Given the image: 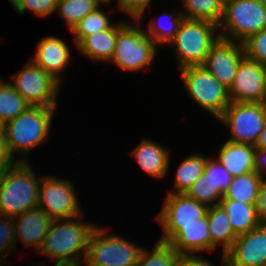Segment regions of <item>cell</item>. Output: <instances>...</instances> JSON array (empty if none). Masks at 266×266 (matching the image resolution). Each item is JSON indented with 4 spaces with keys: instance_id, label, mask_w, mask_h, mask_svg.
Returning a JSON list of instances; mask_svg holds the SVG:
<instances>
[{
    "instance_id": "cell-1",
    "label": "cell",
    "mask_w": 266,
    "mask_h": 266,
    "mask_svg": "<svg viewBox=\"0 0 266 266\" xmlns=\"http://www.w3.org/2000/svg\"><path fill=\"white\" fill-rule=\"evenodd\" d=\"M84 215L53 220L36 254L55 261L54 266H82L91 235L98 226V223L84 222L87 219Z\"/></svg>"
},
{
    "instance_id": "cell-2",
    "label": "cell",
    "mask_w": 266,
    "mask_h": 266,
    "mask_svg": "<svg viewBox=\"0 0 266 266\" xmlns=\"http://www.w3.org/2000/svg\"><path fill=\"white\" fill-rule=\"evenodd\" d=\"M56 110L57 107L30 106L16 118L5 123L6 141L17 161H30L27 155L50 141Z\"/></svg>"
},
{
    "instance_id": "cell-3",
    "label": "cell",
    "mask_w": 266,
    "mask_h": 266,
    "mask_svg": "<svg viewBox=\"0 0 266 266\" xmlns=\"http://www.w3.org/2000/svg\"><path fill=\"white\" fill-rule=\"evenodd\" d=\"M30 161H18L0 173V215L14 218L37 208L42 176Z\"/></svg>"
},
{
    "instance_id": "cell-4",
    "label": "cell",
    "mask_w": 266,
    "mask_h": 266,
    "mask_svg": "<svg viewBox=\"0 0 266 266\" xmlns=\"http://www.w3.org/2000/svg\"><path fill=\"white\" fill-rule=\"evenodd\" d=\"M142 23V20L127 21L118 31L115 51L109 63L121 71H147L156 59L159 47L146 35Z\"/></svg>"
},
{
    "instance_id": "cell-5",
    "label": "cell",
    "mask_w": 266,
    "mask_h": 266,
    "mask_svg": "<svg viewBox=\"0 0 266 266\" xmlns=\"http://www.w3.org/2000/svg\"><path fill=\"white\" fill-rule=\"evenodd\" d=\"M219 38V27L216 24L184 18L168 45L175 50V62L180 70L188 66L203 65L212 45Z\"/></svg>"
},
{
    "instance_id": "cell-6",
    "label": "cell",
    "mask_w": 266,
    "mask_h": 266,
    "mask_svg": "<svg viewBox=\"0 0 266 266\" xmlns=\"http://www.w3.org/2000/svg\"><path fill=\"white\" fill-rule=\"evenodd\" d=\"M134 243L98 225L90 238L85 266H135L144 247Z\"/></svg>"
},
{
    "instance_id": "cell-7",
    "label": "cell",
    "mask_w": 266,
    "mask_h": 266,
    "mask_svg": "<svg viewBox=\"0 0 266 266\" xmlns=\"http://www.w3.org/2000/svg\"><path fill=\"white\" fill-rule=\"evenodd\" d=\"M187 95L208 115L218 120L230 105L228 89L203 66H188L179 70Z\"/></svg>"
},
{
    "instance_id": "cell-8",
    "label": "cell",
    "mask_w": 266,
    "mask_h": 266,
    "mask_svg": "<svg viewBox=\"0 0 266 266\" xmlns=\"http://www.w3.org/2000/svg\"><path fill=\"white\" fill-rule=\"evenodd\" d=\"M218 27L220 38L243 43L266 28V7L259 0H229Z\"/></svg>"
},
{
    "instance_id": "cell-9",
    "label": "cell",
    "mask_w": 266,
    "mask_h": 266,
    "mask_svg": "<svg viewBox=\"0 0 266 266\" xmlns=\"http://www.w3.org/2000/svg\"><path fill=\"white\" fill-rule=\"evenodd\" d=\"M10 83L31 106L57 107L62 84L38 67L31 59L15 74Z\"/></svg>"
},
{
    "instance_id": "cell-10",
    "label": "cell",
    "mask_w": 266,
    "mask_h": 266,
    "mask_svg": "<svg viewBox=\"0 0 266 266\" xmlns=\"http://www.w3.org/2000/svg\"><path fill=\"white\" fill-rule=\"evenodd\" d=\"M217 121L229 132L227 141L255 146L266 122V103L230 102Z\"/></svg>"
},
{
    "instance_id": "cell-11",
    "label": "cell",
    "mask_w": 266,
    "mask_h": 266,
    "mask_svg": "<svg viewBox=\"0 0 266 266\" xmlns=\"http://www.w3.org/2000/svg\"><path fill=\"white\" fill-rule=\"evenodd\" d=\"M74 182L59 176H42L39 188L38 208L52 220L66 219L84 214Z\"/></svg>"
},
{
    "instance_id": "cell-12",
    "label": "cell",
    "mask_w": 266,
    "mask_h": 266,
    "mask_svg": "<svg viewBox=\"0 0 266 266\" xmlns=\"http://www.w3.org/2000/svg\"><path fill=\"white\" fill-rule=\"evenodd\" d=\"M208 207L186 193H166L164 204L155 217L162 234L158 241L168 243L179 231L180 225H190L207 213Z\"/></svg>"
},
{
    "instance_id": "cell-13",
    "label": "cell",
    "mask_w": 266,
    "mask_h": 266,
    "mask_svg": "<svg viewBox=\"0 0 266 266\" xmlns=\"http://www.w3.org/2000/svg\"><path fill=\"white\" fill-rule=\"evenodd\" d=\"M228 96L230 102L266 103V66L245 55L238 65Z\"/></svg>"
},
{
    "instance_id": "cell-14",
    "label": "cell",
    "mask_w": 266,
    "mask_h": 266,
    "mask_svg": "<svg viewBox=\"0 0 266 266\" xmlns=\"http://www.w3.org/2000/svg\"><path fill=\"white\" fill-rule=\"evenodd\" d=\"M244 56L243 43L219 38L212 45L203 66L229 90Z\"/></svg>"
},
{
    "instance_id": "cell-15",
    "label": "cell",
    "mask_w": 266,
    "mask_h": 266,
    "mask_svg": "<svg viewBox=\"0 0 266 266\" xmlns=\"http://www.w3.org/2000/svg\"><path fill=\"white\" fill-rule=\"evenodd\" d=\"M225 256L228 266H266V223L238 235Z\"/></svg>"
},
{
    "instance_id": "cell-16",
    "label": "cell",
    "mask_w": 266,
    "mask_h": 266,
    "mask_svg": "<svg viewBox=\"0 0 266 266\" xmlns=\"http://www.w3.org/2000/svg\"><path fill=\"white\" fill-rule=\"evenodd\" d=\"M69 46L62 38L52 35L44 36L37 42L35 55L30 59L63 85L66 79L62 74L72 61Z\"/></svg>"
},
{
    "instance_id": "cell-17",
    "label": "cell",
    "mask_w": 266,
    "mask_h": 266,
    "mask_svg": "<svg viewBox=\"0 0 266 266\" xmlns=\"http://www.w3.org/2000/svg\"><path fill=\"white\" fill-rule=\"evenodd\" d=\"M168 148L154 139L144 138L138 142L130 154L148 177L162 180L169 176L168 173L170 174L171 169L172 152Z\"/></svg>"
},
{
    "instance_id": "cell-18",
    "label": "cell",
    "mask_w": 266,
    "mask_h": 266,
    "mask_svg": "<svg viewBox=\"0 0 266 266\" xmlns=\"http://www.w3.org/2000/svg\"><path fill=\"white\" fill-rule=\"evenodd\" d=\"M13 221L15 246L20 239L24 247H33L32 250L37 253L53 220L37 207L14 217Z\"/></svg>"
},
{
    "instance_id": "cell-19",
    "label": "cell",
    "mask_w": 266,
    "mask_h": 266,
    "mask_svg": "<svg viewBox=\"0 0 266 266\" xmlns=\"http://www.w3.org/2000/svg\"><path fill=\"white\" fill-rule=\"evenodd\" d=\"M168 243L180 255L212 252L207 213L193 224L180 225V231Z\"/></svg>"
},
{
    "instance_id": "cell-20",
    "label": "cell",
    "mask_w": 266,
    "mask_h": 266,
    "mask_svg": "<svg viewBox=\"0 0 266 266\" xmlns=\"http://www.w3.org/2000/svg\"><path fill=\"white\" fill-rule=\"evenodd\" d=\"M126 22L127 20L122 19L119 23L112 24L104 31L85 36L76 45L77 52L81 53L89 61L109 64L115 51L118 31Z\"/></svg>"
},
{
    "instance_id": "cell-21",
    "label": "cell",
    "mask_w": 266,
    "mask_h": 266,
    "mask_svg": "<svg viewBox=\"0 0 266 266\" xmlns=\"http://www.w3.org/2000/svg\"><path fill=\"white\" fill-rule=\"evenodd\" d=\"M255 146L225 141L215 157L232 177L255 171Z\"/></svg>"
},
{
    "instance_id": "cell-22",
    "label": "cell",
    "mask_w": 266,
    "mask_h": 266,
    "mask_svg": "<svg viewBox=\"0 0 266 266\" xmlns=\"http://www.w3.org/2000/svg\"><path fill=\"white\" fill-rule=\"evenodd\" d=\"M210 155H204L203 153H191L187 157L183 158L178 164L173 186L168 193L171 194H183L191 188L192 184L200 177L203 176L207 159Z\"/></svg>"
},
{
    "instance_id": "cell-23",
    "label": "cell",
    "mask_w": 266,
    "mask_h": 266,
    "mask_svg": "<svg viewBox=\"0 0 266 266\" xmlns=\"http://www.w3.org/2000/svg\"><path fill=\"white\" fill-rule=\"evenodd\" d=\"M209 232L212 238V252L222 247L225 254L232 246L237 235L234 233L229 222V216L221 204L207 209Z\"/></svg>"
},
{
    "instance_id": "cell-24",
    "label": "cell",
    "mask_w": 266,
    "mask_h": 266,
    "mask_svg": "<svg viewBox=\"0 0 266 266\" xmlns=\"http://www.w3.org/2000/svg\"><path fill=\"white\" fill-rule=\"evenodd\" d=\"M160 16H151L145 27V33L155 44L159 46L167 45L173 40L178 31L181 21L184 19L181 9L174 8L170 12L161 13ZM163 17V19H162ZM164 20V23L162 22Z\"/></svg>"
},
{
    "instance_id": "cell-25",
    "label": "cell",
    "mask_w": 266,
    "mask_h": 266,
    "mask_svg": "<svg viewBox=\"0 0 266 266\" xmlns=\"http://www.w3.org/2000/svg\"><path fill=\"white\" fill-rule=\"evenodd\" d=\"M229 216V222L234 233L238 236L257 228L262 221L257 215L256 204H247L235 200H221Z\"/></svg>"
},
{
    "instance_id": "cell-26",
    "label": "cell",
    "mask_w": 266,
    "mask_h": 266,
    "mask_svg": "<svg viewBox=\"0 0 266 266\" xmlns=\"http://www.w3.org/2000/svg\"><path fill=\"white\" fill-rule=\"evenodd\" d=\"M262 177L255 171L234 176L221 200H235L247 204H257Z\"/></svg>"
},
{
    "instance_id": "cell-27",
    "label": "cell",
    "mask_w": 266,
    "mask_h": 266,
    "mask_svg": "<svg viewBox=\"0 0 266 266\" xmlns=\"http://www.w3.org/2000/svg\"><path fill=\"white\" fill-rule=\"evenodd\" d=\"M180 1V0H179ZM181 11L186 19L205 20L220 25L224 4L220 0H181Z\"/></svg>"
},
{
    "instance_id": "cell-28",
    "label": "cell",
    "mask_w": 266,
    "mask_h": 266,
    "mask_svg": "<svg viewBox=\"0 0 266 266\" xmlns=\"http://www.w3.org/2000/svg\"><path fill=\"white\" fill-rule=\"evenodd\" d=\"M109 9L110 5H101L95 11L88 13L80 22H78L75 27L70 31L73 35V39L71 41L74 47L85 37L96 33L98 31H104L108 29L112 24V19L110 18V14L112 15L114 9L105 11L102 10V7ZM112 22V23H111Z\"/></svg>"
},
{
    "instance_id": "cell-29",
    "label": "cell",
    "mask_w": 266,
    "mask_h": 266,
    "mask_svg": "<svg viewBox=\"0 0 266 266\" xmlns=\"http://www.w3.org/2000/svg\"><path fill=\"white\" fill-rule=\"evenodd\" d=\"M101 5L98 0H57L55 14H58L71 31L88 13Z\"/></svg>"
},
{
    "instance_id": "cell-30",
    "label": "cell",
    "mask_w": 266,
    "mask_h": 266,
    "mask_svg": "<svg viewBox=\"0 0 266 266\" xmlns=\"http://www.w3.org/2000/svg\"><path fill=\"white\" fill-rule=\"evenodd\" d=\"M31 104L27 102L9 82L0 77V119L6 123L27 110Z\"/></svg>"
},
{
    "instance_id": "cell-31",
    "label": "cell",
    "mask_w": 266,
    "mask_h": 266,
    "mask_svg": "<svg viewBox=\"0 0 266 266\" xmlns=\"http://www.w3.org/2000/svg\"><path fill=\"white\" fill-rule=\"evenodd\" d=\"M152 249L143 248L135 266H179L180 254L169 243L157 240Z\"/></svg>"
},
{
    "instance_id": "cell-32",
    "label": "cell",
    "mask_w": 266,
    "mask_h": 266,
    "mask_svg": "<svg viewBox=\"0 0 266 266\" xmlns=\"http://www.w3.org/2000/svg\"><path fill=\"white\" fill-rule=\"evenodd\" d=\"M186 194L207 207L220 204L224 196L219 187H215L209 179L204 176L198 178Z\"/></svg>"
},
{
    "instance_id": "cell-33",
    "label": "cell",
    "mask_w": 266,
    "mask_h": 266,
    "mask_svg": "<svg viewBox=\"0 0 266 266\" xmlns=\"http://www.w3.org/2000/svg\"><path fill=\"white\" fill-rule=\"evenodd\" d=\"M57 0H16L11 6L17 14L30 12L38 18H47L55 13Z\"/></svg>"
},
{
    "instance_id": "cell-34",
    "label": "cell",
    "mask_w": 266,
    "mask_h": 266,
    "mask_svg": "<svg viewBox=\"0 0 266 266\" xmlns=\"http://www.w3.org/2000/svg\"><path fill=\"white\" fill-rule=\"evenodd\" d=\"M203 176L208 178L215 187H219L223 194L229 188L233 178L219 160L211 155L207 159Z\"/></svg>"
},
{
    "instance_id": "cell-35",
    "label": "cell",
    "mask_w": 266,
    "mask_h": 266,
    "mask_svg": "<svg viewBox=\"0 0 266 266\" xmlns=\"http://www.w3.org/2000/svg\"><path fill=\"white\" fill-rule=\"evenodd\" d=\"M245 55L266 66V28L243 42Z\"/></svg>"
},
{
    "instance_id": "cell-36",
    "label": "cell",
    "mask_w": 266,
    "mask_h": 266,
    "mask_svg": "<svg viewBox=\"0 0 266 266\" xmlns=\"http://www.w3.org/2000/svg\"><path fill=\"white\" fill-rule=\"evenodd\" d=\"M153 0H117L115 10L126 14L130 20H142L145 11L151 13V4ZM150 8V9H149Z\"/></svg>"
},
{
    "instance_id": "cell-37",
    "label": "cell",
    "mask_w": 266,
    "mask_h": 266,
    "mask_svg": "<svg viewBox=\"0 0 266 266\" xmlns=\"http://www.w3.org/2000/svg\"><path fill=\"white\" fill-rule=\"evenodd\" d=\"M15 248L13 218L0 215V252L10 256L15 252Z\"/></svg>"
},
{
    "instance_id": "cell-38",
    "label": "cell",
    "mask_w": 266,
    "mask_h": 266,
    "mask_svg": "<svg viewBox=\"0 0 266 266\" xmlns=\"http://www.w3.org/2000/svg\"><path fill=\"white\" fill-rule=\"evenodd\" d=\"M201 254H184L180 255L179 266H217L209 259L200 256ZM218 260L221 262L220 265L228 266L227 258L222 252L218 253Z\"/></svg>"
},
{
    "instance_id": "cell-39",
    "label": "cell",
    "mask_w": 266,
    "mask_h": 266,
    "mask_svg": "<svg viewBox=\"0 0 266 266\" xmlns=\"http://www.w3.org/2000/svg\"><path fill=\"white\" fill-rule=\"evenodd\" d=\"M17 162L9 150L6 137H0V173L15 165Z\"/></svg>"
},
{
    "instance_id": "cell-40",
    "label": "cell",
    "mask_w": 266,
    "mask_h": 266,
    "mask_svg": "<svg viewBox=\"0 0 266 266\" xmlns=\"http://www.w3.org/2000/svg\"><path fill=\"white\" fill-rule=\"evenodd\" d=\"M257 215L262 223H266V180H263L256 204Z\"/></svg>"
},
{
    "instance_id": "cell-41",
    "label": "cell",
    "mask_w": 266,
    "mask_h": 266,
    "mask_svg": "<svg viewBox=\"0 0 266 266\" xmlns=\"http://www.w3.org/2000/svg\"><path fill=\"white\" fill-rule=\"evenodd\" d=\"M254 163L255 172L266 180V149L256 148Z\"/></svg>"
},
{
    "instance_id": "cell-42",
    "label": "cell",
    "mask_w": 266,
    "mask_h": 266,
    "mask_svg": "<svg viewBox=\"0 0 266 266\" xmlns=\"http://www.w3.org/2000/svg\"><path fill=\"white\" fill-rule=\"evenodd\" d=\"M255 148L266 149V122L261 133L259 134Z\"/></svg>"
},
{
    "instance_id": "cell-43",
    "label": "cell",
    "mask_w": 266,
    "mask_h": 266,
    "mask_svg": "<svg viewBox=\"0 0 266 266\" xmlns=\"http://www.w3.org/2000/svg\"><path fill=\"white\" fill-rule=\"evenodd\" d=\"M7 253H1L0 252V266H7L10 262H8L6 259H5V255ZM4 256V257H3ZM6 262V263H5ZM7 264V265H6Z\"/></svg>"
},
{
    "instance_id": "cell-44",
    "label": "cell",
    "mask_w": 266,
    "mask_h": 266,
    "mask_svg": "<svg viewBox=\"0 0 266 266\" xmlns=\"http://www.w3.org/2000/svg\"><path fill=\"white\" fill-rule=\"evenodd\" d=\"M5 136V123L0 119V137Z\"/></svg>"
},
{
    "instance_id": "cell-45",
    "label": "cell",
    "mask_w": 266,
    "mask_h": 266,
    "mask_svg": "<svg viewBox=\"0 0 266 266\" xmlns=\"http://www.w3.org/2000/svg\"><path fill=\"white\" fill-rule=\"evenodd\" d=\"M102 5H112V2H114V0H98Z\"/></svg>"
},
{
    "instance_id": "cell-46",
    "label": "cell",
    "mask_w": 266,
    "mask_h": 266,
    "mask_svg": "<svg viewBox=\"0 0 266 266\" xmlns=\"http://www.w3.org/2000/svg\"><path fill=\"white\" fill-rule=\"evenodd\" d=\"M266 7V0H259Z\"/></svg>"
},
{
    "instance_id": "cell-47",
    "label": "cell",
    "mask_w": 266,
    "mask_h": 266,
    "mask_svg": "<svg viewBox=\"0 0 266 266\" xmlns=\"http://www.w3.org/2000/svg\"><path fill=\"white\" fill-rule=\"evenodd\" d=\"M223 4L227 3L229 0H220Z\"/></svg>"
},
{
    "instance_id": "cell-48",
    "label": "cell",
    "mask_w": 266,
    "mask_h": 266,
    "mask_svg": "<svg viewBox=\"0 0 266 266\" xmlns=\"http://www.w3.org/2000/svg\"><path fill=\"white\" fill-rule=\"evenodd\" d=\"M16 0H9V3L12 5Z\"/></svg>"
}]
</instances>
